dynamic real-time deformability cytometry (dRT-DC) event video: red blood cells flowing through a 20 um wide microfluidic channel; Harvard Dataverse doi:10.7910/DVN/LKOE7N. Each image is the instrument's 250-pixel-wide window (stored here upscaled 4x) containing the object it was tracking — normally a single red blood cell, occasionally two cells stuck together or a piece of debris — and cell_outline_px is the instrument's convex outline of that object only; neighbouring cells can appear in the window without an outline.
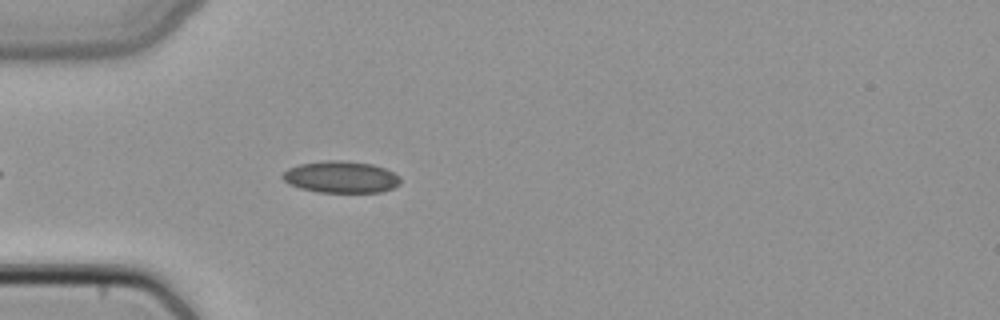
{"species": "common noctule bat (a hibernating species)", "species_latin": "Nyctalus noctula", "temperature_condition": "cold", "stored_images_in_passage": 5, "camera_frame_rate_fps": 3000, "um_per_image_px": 0.085, "animal": {"sex": "female", "body_mass_g": 22.7, "forearm_length_mm": 54.2}, "frame": {"image": 1, "passage_image": 5, "time_ms": 1.333, "image_size_px": [1000, 320], "cell_outline_px": [[400, 184], [392, 188], [380, 192], [316, 192], [300, 188], [288, 184], [280, 176], [288, 168], [300, 164], [328, 160], [340, 160], [372, 164], [384, 168], [400, 176]], "centroid_in_image_um": [28.96, 15.05], "position_along_channel_um": 56.0, "area_um2": 21.79}}